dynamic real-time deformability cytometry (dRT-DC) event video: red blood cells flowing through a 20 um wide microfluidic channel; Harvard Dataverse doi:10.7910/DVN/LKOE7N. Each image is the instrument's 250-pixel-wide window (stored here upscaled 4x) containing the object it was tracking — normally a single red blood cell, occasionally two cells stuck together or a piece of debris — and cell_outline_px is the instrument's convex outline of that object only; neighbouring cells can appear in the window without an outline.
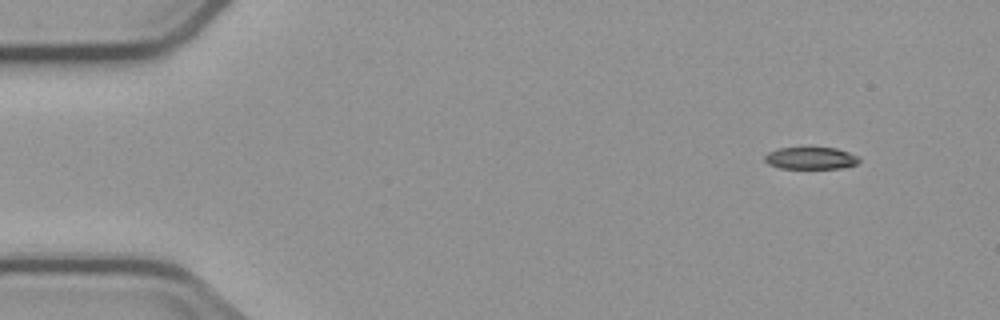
{"species": "common noctule bat (a hibernating species)", "species_latin": "Nyctalus noctula", "temperature_condition": "cold", "stored_images_in_passage": 5, "segment_of_instrument_passage": [2, 2], "camera_frame_rate_fps": 3000, "um_per_image_px": 0.085, "animal": {"sex": "male", "body_mass_g": 23.1, "forearm_length_mm": 52.7}, "frame": {"image": 1, "passage_image": 5, "time_ms": 5.0, "image_size_px": [1000, 320], "cell_outline_px": [[860, 160], [856, 164], [840, 168], [780, 168], [768, 164], [764, 160], [764, 156], [768, 152], [780, 148], [836, 148], [848, 152], [856, 156]], "centroid_in_image_um": [68.88, 13.45], "position_along_channel_um": 16.1, "area_um2": 11.96}}